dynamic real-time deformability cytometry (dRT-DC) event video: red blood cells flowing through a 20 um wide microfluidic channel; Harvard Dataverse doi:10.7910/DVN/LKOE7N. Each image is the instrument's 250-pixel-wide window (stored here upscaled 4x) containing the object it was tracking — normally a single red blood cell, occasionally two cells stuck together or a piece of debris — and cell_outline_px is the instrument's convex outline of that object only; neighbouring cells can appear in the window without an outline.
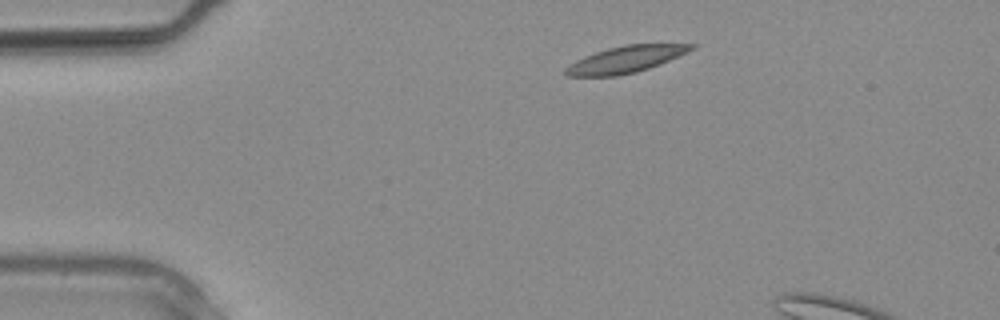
{"species": "common noctule bat (a hibernating species)", "species_latin": "Nyctalus noctula", "temperature_condition": "warm", "stored_images_in_passage": 4, "camera_frame_rate_fps": 3000, "um_per_image_px": 0.085, "animal": {"sex": "male", "body_mass_g": 20.4}, "frame": {"image": 1, "passage_image": 1, "time_ms": 0.0, "image_size_px": [1000, 320], "cell_outline_px": [[696, 48], [660, 64], [636, 72], [616, 76], [568, 76], [564, 72], [564, 68], [576, 60], [584, 56], [608, 48], [624, 44], [696, 44]], "centroid_in_image_um": [53.17, 5.04], "position_along_channel_um": 31.8, "area_um2": 19.42}}